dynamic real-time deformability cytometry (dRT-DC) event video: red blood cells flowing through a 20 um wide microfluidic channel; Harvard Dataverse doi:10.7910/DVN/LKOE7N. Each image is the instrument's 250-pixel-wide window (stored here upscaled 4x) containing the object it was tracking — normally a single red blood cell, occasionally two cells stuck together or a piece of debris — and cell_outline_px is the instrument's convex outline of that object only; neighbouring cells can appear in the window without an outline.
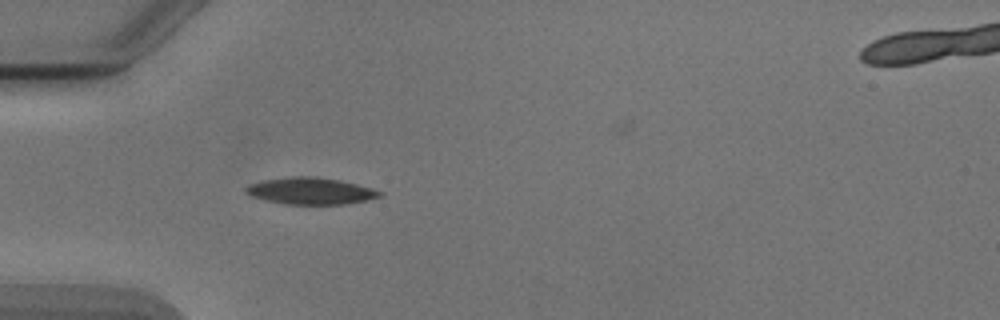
{"species": "Egyptian fruit bat (a non-hibernating species)", "species_latin": "Rousettus aegyptiacus", "temperature_condition": "cold", "stored_images_in_passage": 11, "camera_frame_rate_fps": 3000, "um_per_image_px": 0.085, "animal": {"sex": "male"}, "frame": {"image": 1, "passage_image": 1, "time_ms": 0.0, "image_size_px": [1000, 320], "cell_outline_px": [[384, 192], [380, 196], [364, 200], [344, 204], [284, 204], [264, 200], [252, 196], [244, 192], [244, 188], [248, 184], [264, 180], [292, 176], [316, 176], [356, 184], [372, 188]], "centroid_in_image_um": [26.34, 16.23], "position_along_channel_um": 58.7, "area_um2": 20.75}}
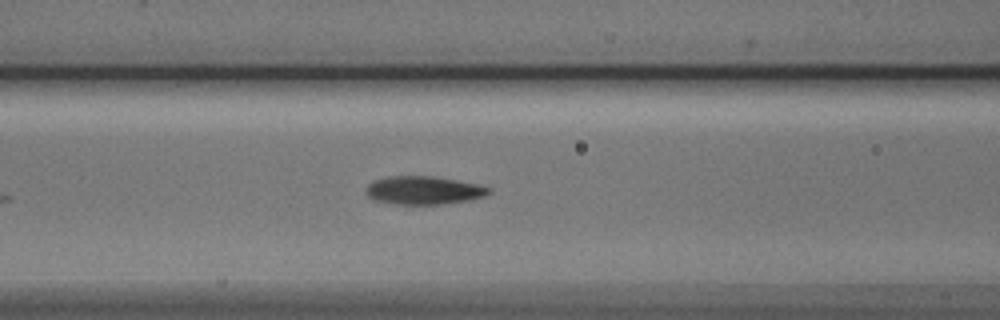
{"frame": {"image": 2, "passage_image": 7, "time_ms": 2.0, "image_size_px": [1000, 320], "cell_outline_px": [[492, 192], [484, 196], [468, 200], [444, 204], [396, 204], [376, 200], [368, 196], [364, 192], [364, 188], [368, 184], [376, 180], [388, 176], [432, 176], [480, 184], [492, 188]], "centroid_in_image_um": [36.03, 16.17], "position_along_channel_um": 130.6, "area_um2": 20.29}}
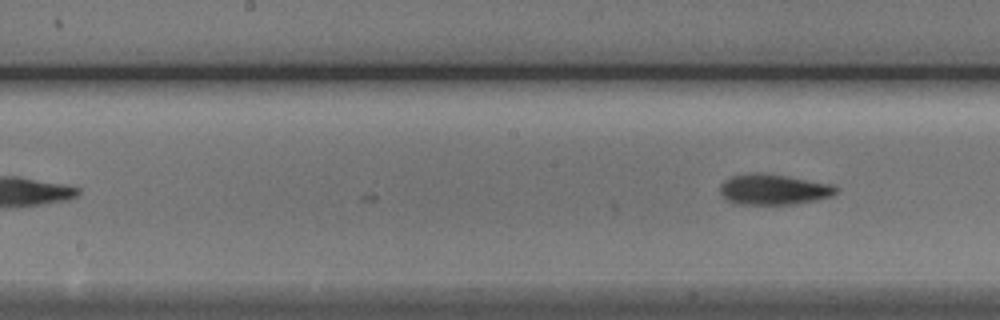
{"frame": {"image": 3, "passage_image": 11, "time_ms": 3.333, "image_size_px": [1000, 320], "cell_outline_px": [[836, 192], [832, 196], [816, 200], [792, 204], [736, 204], [728, 200], [720, 192], [720, 184], [724, 180], [732, 176], [752, 172], [760, 172], [832, 184], [836, 188]], "centroid_in_image_um": [65.72, 16.1], "position_along_channel_um": 182.5, "area_um2": 20.46}}